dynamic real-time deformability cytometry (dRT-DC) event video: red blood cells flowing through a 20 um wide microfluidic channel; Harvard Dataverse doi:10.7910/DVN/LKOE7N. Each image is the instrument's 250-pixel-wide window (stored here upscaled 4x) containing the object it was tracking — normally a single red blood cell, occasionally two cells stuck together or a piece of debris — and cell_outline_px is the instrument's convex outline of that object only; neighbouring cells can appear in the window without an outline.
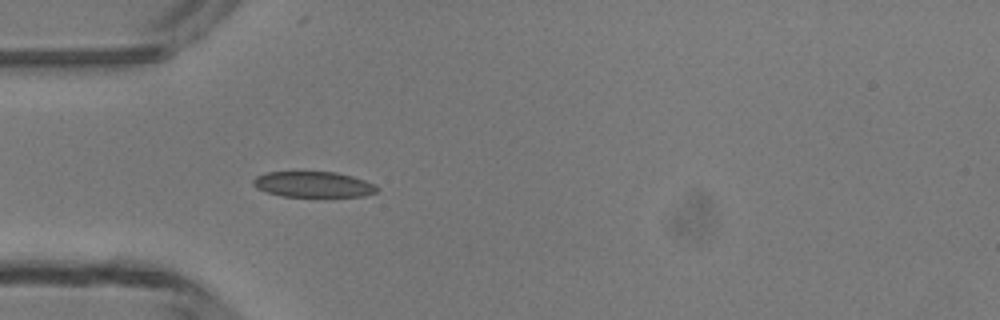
{"species": "common noctule bat (a hibernating species)", "species_latin": "Nyctalus noctula", "temperature_condition": "room temperature", "stored_images_in_passage": 1, "camera_frame_rate_fps": 3000, "um_per_image_px": 0.085, "animal": {"sex": "male", "body_mass_g": 13.3}, "frame": {"image": 1, "passage_image": 1, "time_ms": 0.0, "image_size_px": [1000, 320], "cell_outline_px": [[380, 188], [376, 192], [364, 196], [284, 196], [268, 192], [256, 188], [252, 184], [252, 180], [256, 176], [264, 172], [336, 172], [352, 176], [376, 184]], "centroid_in_image_um": [26.64, 15.66], "position_along_channel_um": 58.4, "area_um2": 18.5}}